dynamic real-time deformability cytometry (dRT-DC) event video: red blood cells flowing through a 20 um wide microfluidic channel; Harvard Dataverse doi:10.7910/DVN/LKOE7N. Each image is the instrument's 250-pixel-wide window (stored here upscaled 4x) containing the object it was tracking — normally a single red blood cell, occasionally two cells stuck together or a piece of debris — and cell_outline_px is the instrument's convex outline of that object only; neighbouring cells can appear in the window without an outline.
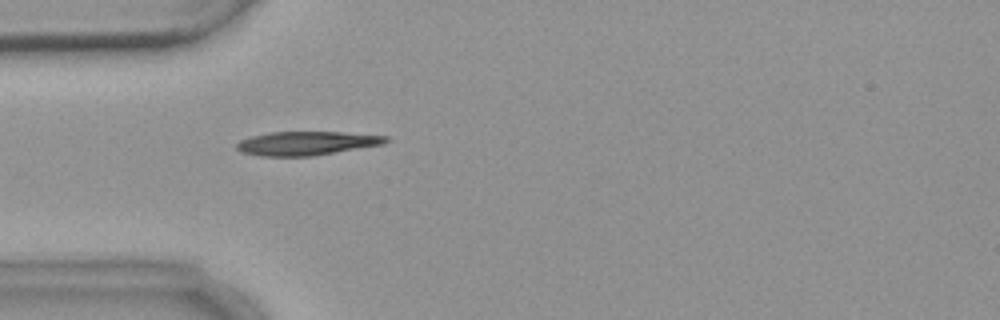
{"species": "common noctule bat (a hibernating species)", "species_latin": "Nyctalus noctula", "temperature_condition": "warm", "stored_images_in_passage": 3, "camera_frame_rate_fps": 3000, "um_per_image_px": 0.085, "animal": {"sex": "female", "body_mass_g": 18.4}, "frame": {"image": 1, "passage_image": 3, "time_ms": 2.333, "image_size_px": [1000, 320], "cell_outline_px": [[392, 140], [384, 144], [312, 156], [260, 156], [240, 152], [236, 148], [236, 144], [240, 140], [252, 136], [268, 132], [340, 132], [388, 136]], "centroid_in_image_um": [26.06, 12.18], "position_along_channel_um": 58.9, "area_um2": 20.75}}